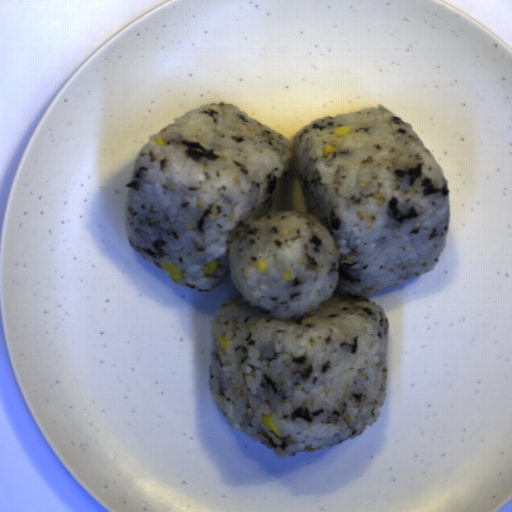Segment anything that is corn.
<instances>
[{
    "instance_id": "1",
    "label": "corn",
    "mask_w": 512,
    "mask_h": 512,
    "mask_svg": "<svg viewBox=\"0 0 512 512\" xmlns=\"http://www.w3.org/2000/svg\"><path fill=\"white\" fill-rule=\"evenodd\" d=\"M161 270L176 280L180 279L183 275V273L177 269L174 263L168 261L161 264Z\"/></svg>"
},
{
    "instance_id": "2",
    "label": "corn",
    "mask_w": 512,
    "mask_h": 512,
    "mask_svg": "<svg viewBox=\"0 0 512 512\" xmlns=\"http://www.w3.org/2000/svg\"><path fill=\"white\" fill-rule=\"evenodd\" d=\"M260 420L263 422V424L269 428L278 438L280 436L279 430L277 427L273 424L271 420V413L263 414L260 418Z\"/></svg>"
},
{
    "instance_id": "3",
    "label": "corn",
    "mask_w": 512,
    "mask_h": 512,
    "mask_svg": "<svg viewBox=\"0 0 512 512\" xmlns=\"http://www.w3.org/2000/svg\"><path fill=\"white\" fill-rule=\"evenodd\" d=\"M219 346L222 347L225 351L228 347V344H229V340L227 339V336H226V333L225 334H222L220 337H219Z\"/></svg>"
},
{
    "instance_id": "4",
    "label": "corn",
    "mask_w": 512,
    "mask_h": 512,
    "mask_svg": "<svg viewBox=\"0 0 512 512\" xmlns=\"http://www.w3.org/2000/svg\"><path fill=\"white\" fill-rule=\"evenodd\" d=\"M204 268L206 269L205 273L214 272L215 270L218 269V262H216L215 260L211 261Z\"/></svg>"
},
{
    "instance_id": "5",
    "label": "corn",
    "mask_w": 512,
    "mask_h": 512,
    "mask_svg": "<svg viewBox=\"0 0 512 512\" xmlns=\"http://www.w3.org/2000/svg\"><path fill=\"white\" fill-rule=\"evenodd\" d=\"M348 131V126H340L339 128L334 129L335 136H344Z\"/></svg>"
},
{
    "instance_id": "6",
    "label": "corn",
    "mask_w": 512,
    "mask_h": 512,
    "mask_svg": "<svg viewBox=\"0 0 512 512\" xmlns=\"http://www.w3.org/2000/svg\"><path fill=\"white\" fill-rule=\"evenodd\" d=\"M257 269H258L259 273H263L267 269V265H266L265 261L262 260L261 258L257 261Z\"/></svg>"
},
{
    "instance_id": "7",
    "label": "corn",
    "mask_w": 512,
    "mask_h": 512,
    "mask_svg": "<svg viewBox=\"0 0 512 512\" xmlns=\"http://www.w3.org/2000/svg\"><path fill=\"white\" fill-rule=\"evenodd\" d=\"M332 150H333V147H331L330 145H326L325 147H323L322 153H323L324 157L328 154H332Z\"/></svg>"
},
{
    "instance_id": "8",
    "label": "corn",
    "mask_w": 512,
    "mask_h": 512,
    "mask_svg": "<svg viewBox=\"0 0 512 512\" xmlns=\"http://www.w3.org/2000/svg\"><path fill=\"white\" fill-rule=\"evenodd\" d=\"M282 278L285 279L286 281L292 280L290 272H286V271H285V273H284Z\"/></svg>"
},
{
    "instance_id": "9",
    "label": "corn",
    "mask_w": 512,
    "mask_h": 512,
    "mask_svg": "<svg viewBox=\"0 0 512 512\" xmlns=\"http://www.w3.org/2000/svg\"><path fill=\"white\" fill-rule=\"evenodd\" d=\"M152 141L154 142L155 145H164L162 138H158Z\"/></svg>"
}]
</instances>
